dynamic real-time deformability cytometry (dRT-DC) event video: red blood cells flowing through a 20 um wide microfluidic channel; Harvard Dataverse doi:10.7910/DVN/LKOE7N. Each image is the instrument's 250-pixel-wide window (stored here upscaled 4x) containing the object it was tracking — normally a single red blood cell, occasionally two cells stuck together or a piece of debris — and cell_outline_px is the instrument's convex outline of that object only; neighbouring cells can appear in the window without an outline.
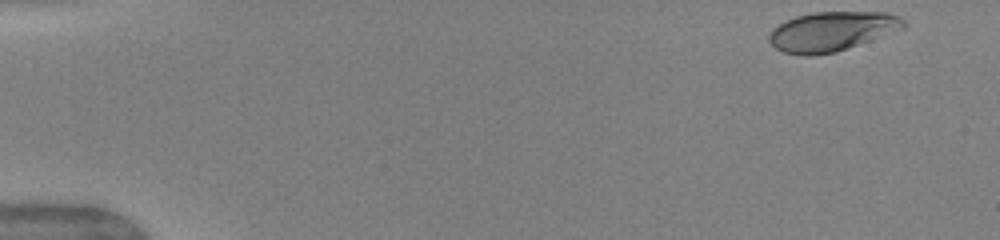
{"species": "human", "species_latin": "Homo sapiens", "temperature_condition": "warm", "stored_images_in_passage": 7, "camera_frame_rate_fps": 3000, "um_per_image_px": 0.085, "donor": {"sex": "female"}, "frame": {"image": 1, "passage_image": 1, "time_ms": 0.0, "image_size_px": [1000, 240], "cell_outline_px": [[908, 24], [904, 28], [836, 52], [812, 56], [804, 56], [784, 52], [776, 48], [768, 40], [768, 36], [772, 28], [796, 16], [812, 12], [888, 12], [900, 16]], "centroid_in_image_um": [70.71, 2.66], "position_along_channel_um": 14.3, "area_um2": 30.92}}
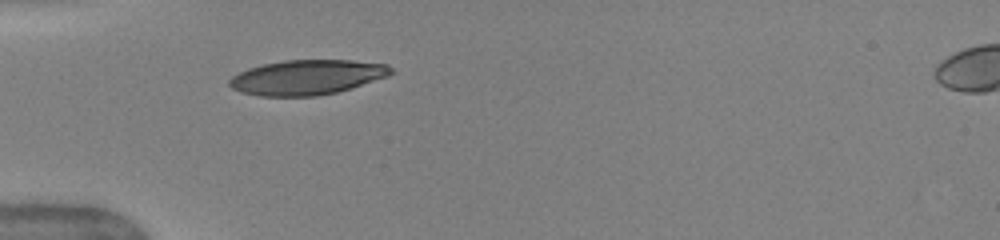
{"frame": {"image": 2, "passage_image": 6, "time_ms": 4.333, "image_size_px": [1000, 240], "cell_outline_px": [[396, 72], [388, 76], [352, 88], [336, 92], [316, 96], [260, 96], [240, 92], [232, 88], [228, 84], [228, 80], [232, 76], [248, 68], [264, 64], [284, 60], [352, 60], [388, 64]], "centroid_in_image_um": [26.12, 6.57], "position_along_channel_um": 58.9, "area_um2": 33.0}}